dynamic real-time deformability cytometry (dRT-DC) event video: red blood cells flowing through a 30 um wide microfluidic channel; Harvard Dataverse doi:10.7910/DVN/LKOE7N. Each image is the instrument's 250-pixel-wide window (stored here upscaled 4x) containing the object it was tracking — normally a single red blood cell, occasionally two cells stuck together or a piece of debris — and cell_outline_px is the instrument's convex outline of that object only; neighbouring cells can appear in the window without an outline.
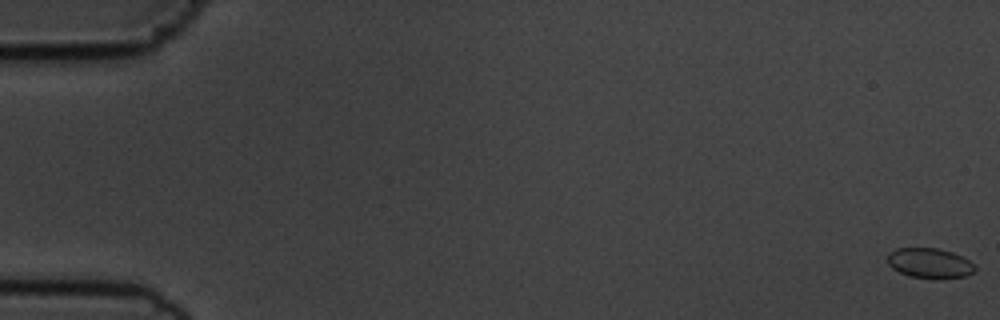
{"species": "common noctule bat (a hibernating species)", "species_latin": "Nyctalus noctula", "temperature_condition": "cold", "stored_images_in_passage": 57, "camera_frame_rate_fps": 3000, "um_per_image_px": 0.085, "animal": {"sex": "male", "body_mass_g": 19.5, "forearm_length_mm": 54.6}, "frame": {"image": 1, "passage_image": 1, "time_ms": 0.0, "image_size_px": [1000, 320], "cell_outline_px": [[976, 268], [972, 272], [964, 276], [908, 276], [892, 268], [888, 264], [888, 252], [896, 248], [936, 248], [952, 252], [968, 260]], "centroid_in_image_um": [78.95, 22.31], "position_along_channel_um": 6.1, "area_um2": 14.57}}
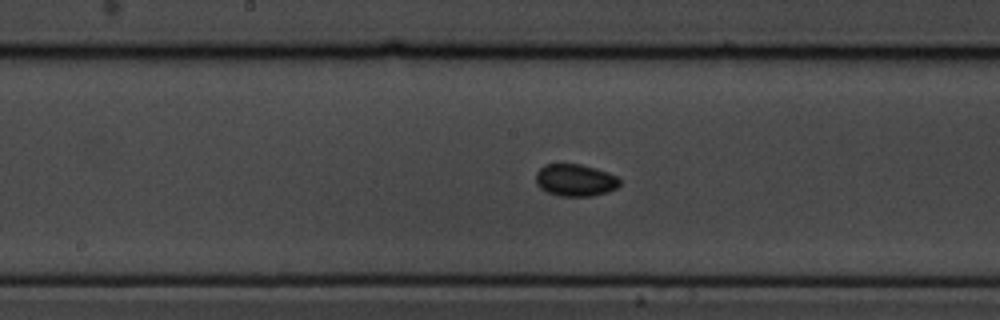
{"frame": {"image": 2, "passage_image": 30, "time_ms": 9.667, "image_size_px": [1000, 320], "cell_outline_px": [[620, 184], [616, 188], [608, 192], [592, 196], [560, 196], [548, 192], [540, 188], [536, 184], [536, 172], [544, 164], [580, 164], [596, 168], [608, 172], [616, 176], [620, 180]], "centroid_in_image_um": [48.89, 15.31], "position_along_channel_um": 199.3, "area_um2": 15.78}}
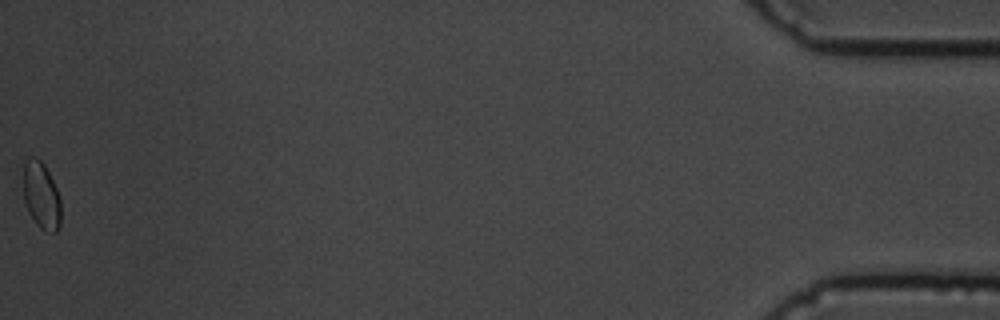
{"frame": {"image": 3, "passage_image": 57, "time_ms": 18.667, "image_size_px": [1000, 320], "cell_outline_px": [[60, 224], [56, 232], [52, 232], [40, 228], [36, 224], [28, 212], [24, 200], [24, 160], [28, 156], [32, 156], [40, 160], [44, 164], [60, 196]], "centroid_in_image_um": [3.5, 16.6], "position_along_channel_um": 431.7, "area_um2": 14.62}, "authors_computed_cell_mechanics": {"area_um2": 14.9124, "velocity_mm_per_s": 3.6167, "shape_relaxation_time_tau1_ms": 2.1599, "shape_relaxation_time_tau2_ms": 3.4342, "deformation_change_tau1": 0.0379, "deformation_change_tau2": 0.0425}}